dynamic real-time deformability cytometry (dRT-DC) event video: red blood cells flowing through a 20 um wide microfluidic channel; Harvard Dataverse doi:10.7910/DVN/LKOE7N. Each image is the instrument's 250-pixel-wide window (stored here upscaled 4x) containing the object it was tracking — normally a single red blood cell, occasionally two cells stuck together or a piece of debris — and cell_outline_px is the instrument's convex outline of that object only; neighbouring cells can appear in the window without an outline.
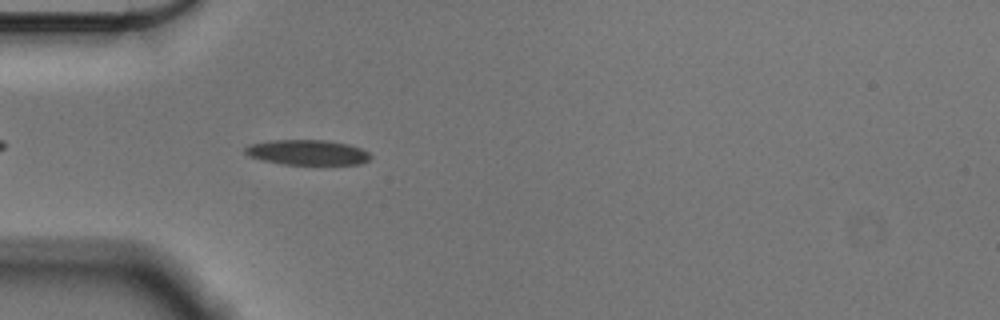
{"species": "Egyptian fruit bat (a non-hibernating species)", "species_latin": "Rousettus aegyptiacus", "temperature_condition": "cold", "stored_images_in_passage": 43, "camera_frame_rate_fps": 3000, "um_per_image_px": 0.085, "animal": {"sex": "male"}, "frame": {"image": 1, "passage_image": 4, "time_ms": 1.0, "image_size_px": [1000, 320], "cell_outline_px": [[372, 156], [368, 160], [360, 164], [284, 164], [264, 160], [248, 156], [244, 152], [244, 148], [248, 144], [272, 140], [328, 140], [348, 144], [360, 148], [368, 152]], "centroid_in_image_um": [26.11, 12.94], "position_along_channel_um": 58.9, "area_um2": 18.32}}
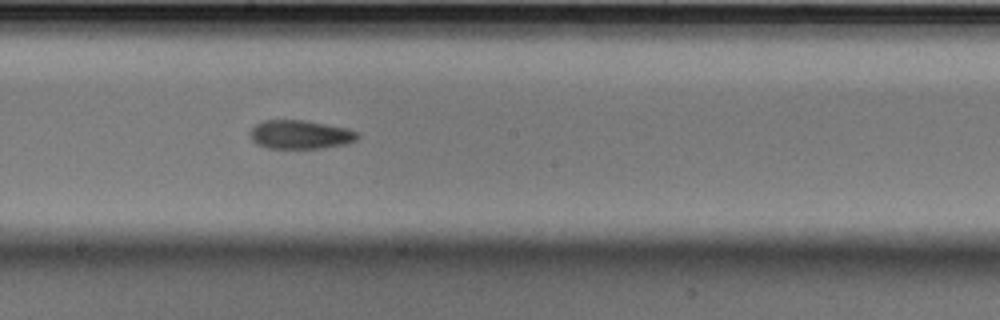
{"frame": {"image": 2, "passage_image": 18, "time_ms": 5.667, "image_size_px": [1000, 320], "cell_outline_px": [[360, 136], [356, 140], [348, 144], [324, 148], [268, 148], [256, 144], [252, 140], [252, 128], [256, 124], [264, 120], [304, 120], [348, 128], [356, 132]], "centroid_in_image_um": [25.57, 11.44], "position_along_channel_um": 222.6, "area_um2": 17.98}}
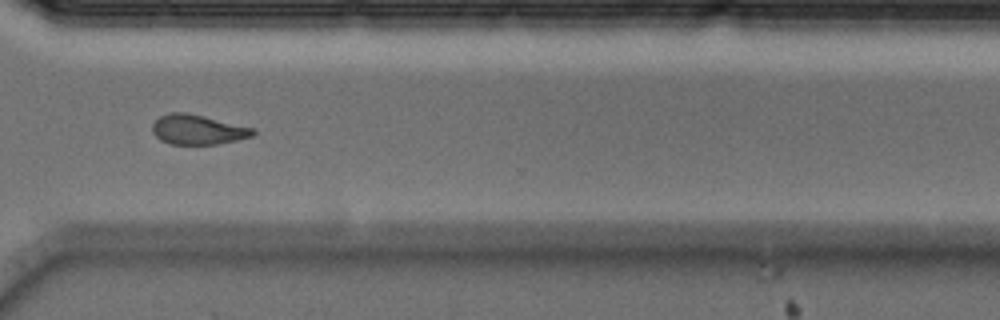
{"frame": {"image": 3, "passage_image": 29, "time_ms": 9.333, "image_size_px": [1000, 320], "cell_outline_px": [[256, 132], [252, 136], [236, 140], [216, 144], [168, 144], [160, 140], [152, 132], [152, 124], [160, 116], [168, 112], [184, 112], [204, 116], [252, 128]], "centroid_in_image_um": [16.75, 11.02], "position_along_channel_um": 353.8, "area_um2": 17.34}, "authors_computed_cell_mechanics": {"area_um2": 17.8602, "velocity_mm_per_s": 3.58, "shape_relaxation_time_tau1_ms": 3.1116, "shape_relaxation_time_tau2_ms": null, "deformation_change_tau1": 0.1156, "deformation_change_tau2": null}}